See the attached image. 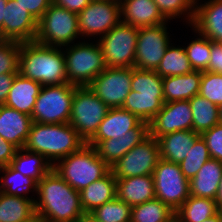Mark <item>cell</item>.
<instances>
[{
  "label": "cell",
  "mask_w": 222,
  "mask_h": 222,
  "mask_svg": "<svg viewBox=\"0 0 222 222\" xmlns=\"http://www.w3.org/2000/svg\"><path fill=\"white\" fill-rule=\"evenodd\" d=\"M75 85L60 84L42 86L36 98L31 118L45 124L69 123Z\"/></svg>",
  "instance_id": "52a82bcc"
},
{
  "label": "cell",
  "mask_w": 222,
  "mask_h": 222,
  "mask_svg": "<svg viewBox=\"0 0 222 222\" xmlns=\"http://www.w3.org/2000/svg\"><path fill=\"white\" fill-rule=\"evenodd\" d=\"M18 149L0 136V165H10Z\"/></svg>",
  "instance_id": "bcb514c9"
},
{
  "label": "cell",
  "mask_w": 222,
  "mask_h": 222,
  "mask_svg": "<svg viewBox=\"0 0 222 222\" xmlns=\"http://www.w3.org/2000/svg\"><path fill=\"white\" fill-rule=\"evenodd\" d=\"M215 200L190 195L175 211L178 222H202L218 213Z\"/></svg>",
  "instance_id": "f1b7e54d"
},
{
  "label": "cell",
  "mask_w": 222,
  "mask_h": 222,
  "mask_svg": "<svg viewBox=\"0 0 222 222\" xmlns=\"http://www.w3.org/2000/svg\"><path fill=\"white\" fill-rule=\"evenodd\" d=\"M120 6L121 22L136 28L167 22L153 0H120Z\"/></svg>",
  "instance_id": "d6986e66"
},
{
  "label": "cell",
  "mask_w": 222,
  "mask_h": 222,
  "mask_svg": "<svg viewBox=\"0 0 222 222\" xmlns=\"http://www.w3.org/2000/svg\"><path fill=\"white\" fill-rule=\"evenodd\" d=\"M131 90L140 96L164 97L163 78L156 71L143 70L133 67Z\"/></svg>",
  "instance_id": "d590c367"
},
{
  "label": "cell",
  "mask_w": 222,
  "mask_h": 222,
  "mask_svg": "<svg viewBox=\"0 0 222 222\" xmlns=\"http://www.w3.org/2000/svg\"><path fill=\"white\" fill-rule=\"evenodd\" d=\"M196 1L191 26L215 43H222V0ZM199 2V3H198Z\"/></svg>",
  "instance_id": "ac0fdd59"
},
{
  "label": "cell",
  "mask_w": 222,
  "mask_h": 222,
  "mask_svg": "<svg viewBox=\"0 0 222 222\" xmlns=\"http://www.w3.org/2000/svg\"><path fill=\"white\" fill-rule=\"evenodd\" d=\"M139 28L120 22L97 41L109 68L134 67Z\"/></svg>",
  "instance_id": "9c48e42d"
},
{
  "label": "cell",
  "mask_w": 222,
  "mask_h": 222,
  "mask_svg": "<svg viewBox=\"0 0 222 222\" xmlns=\"http://www.w3.org/2000/svg\"><path fill=\"white\" fill-rule=\"evenodd\" d=\"M131 206L117 197L95 208L90 214L102 222H131Z\"/></svg>",
  "instance_id": "ab89813d"
},
{
  "label": "cell",
  "mask_w": 222,
  "mask_h": 222,
  "mask_svg": "<svg viewBox=\"0 0 222 222\" xmlns=\"http://www.w3.org/2000/svg\"><path fill=\"white\" fill-rule=\"evenodd\" d=\"M192 110V130L198 134L220 123L219 107L204 97L193 96L190 100Z\"/></svg>",
  "instance_id": "4dcf8cb0"
},
{
  "label": "cell",
  "mask_w": 222,
  "mask_h": 222,
  "mask_svg": "<svg viewBox=\"0 0 222 222\" xmlns=\"http://www.w3.org/2000/svg\"><path fill=\"white\" fill-rule=\"evenodd\" d=\"M219 113H220V123L222 124V106L219 107Z\"/></svg>",
  "instance_id": "11a10c76"
},
{
  "label": "cell",
  "mask_w": 222,
  "mask_h": 222,
  "mask_svg": "<svg viewBox=\"0 0 222 222\" xmlns=\"http://www.w3.org/2000/svg\"><path fill=\"white\" fill-rule=\"evenodd\" d=\"M10 165L24 176L34 179L37 183L53 167L43 155L27 151L24 148L16 151Z\"/></svg>",
  "instance_id": "f546056e"
},
{
  "label": "cell",
  "mask_w": 222,
  "mask_h": 222,
  "mask_svg": "<svg viewBox=\"0 0 222 222\" xmlns=\"http://www.w3.org/2000/svg\"><path fill=\"white\" fill-rule=\"evenodd\" d=\"M164 105V97H146L130 91L121 108L149 123Z\"/></svg>",
  "instance_id": "e575fe53"
},
{
  "label": "cell",
  "mask_w": 222,
  "mask_h": 222,
  "mask_svg": "<svg viewBox=\"0 0 222 222\" xmlns=\"http://www.w3.org/2000/svg\"><path fill=\"white\" fill-rule=\"evenodd\" d=\"M73 43L63 47L68 83L88 86L107 66L98 41Z\"/></svg>",
  "instance_id": "5b68a950"
},
{
  "label": "cell",
  "mask_w": 222,
  "mask_h": 222,
  "mask_svg": "<svg viewBox=\"0 0 222 222\" xmlns=\"http://www.w3.org/2000/svg\"><path fill=\"white\" fill-rule=\"evenodd\" d=\"M79 193L83 211L90 213L98 206L116 198V178L110 170L104 177L92 182Z\"/></svg>",
  "instance_id": "484cf974"
},
{
  "label": "cell",
  "mask_w": 222,
  "mask_h": 222,
  "mask_svg": "<svg viewBox=\"0 0 222 222\" xmlns=\"http://www.w3.org/2000/svg\"><path fill=\"white\" fill-rule=\"evenodd\" d=\"M36 214L52 222H81L85 215L80 193L52 168L37 183Z\"/></svg>",
  "instance_id": "6da1fadb"
},
{
  "label": "cell",
  "mask_w": 222,
  "mask_h": 222,
  "mask_svg": "<svg viewBox=\"0 0 222 222\" xmlns=\"http://www.w3.org/2000/svg\"><path fill=\"white\" fill-rule=\"evenodd\" d=\"M222 178V162L210 158L189 180L190 195L215 200Z\"/></svg>",
  "instance_id": "cb8c5ba5"
},
{
  "label": "cell",
  "mask_w": 222,
  "mask_h": 222,
  "mask_svg": "<svg viewBox=\"0 0 222 222\" xmlns=\"http://www.w3.org/2000/svg\"><path fill=\"white\" fill-rule=\"evenodd\" d=\"M167 23L139 28L134 67L155 71L171 44Z\"/></svg>",
  "instance_id": "4fadbf2b"
},
{
  "label": "cell",
  "mask_w": 222,
  "mask_h": 222,
  "mask_svg": "<svg viewBox=\"0 0 222 222\" xmlns=\"http://www.w3.org/2000/svg\"><path fill=\"white\" fill-rule=\"evenodd\" d=\"M190 28L199 37L184 46V49L192 69L203 72L207 70L211 58V40L198 33L192 26Z\"/></svg>",
  "instance_id": "8d00e7d4"
},
{
  "label": "cell",
  "mask_w": 222,
  "mask_h": 222,
  "mask_svg": "<svg viewBox=\"0 0 222 222\" xmlns=\"http://www.w3.org/2000/svg\"><path fill=\"white\" fill-rule=\"evenodd\" d=\"M199 136L200 134L193 130H182L159 137L157 140L160 158L173 163H180Z\"/></svg>",
  "instance_id": "4316f807"
},
{
  "label": "cell",
  "mask_w": 222,
  "mask_h": 222,
  "mask_svg": "<svg viewBox=\"0 0 222 222\" xmlns=\"http://www.w3.org/2000/svg\"><path fill=\"white\" fill-rule=\"evenodd\" d=\"M171 222H178L176 218H174Z\"/></svg>",
  "instance_id": "680465c9"
},
{
  "label": "cell",
  "mask_w": 222,
  "mask_h": 222,
  "mask_svg": "<svg viewBox=\"0 0 222 222\" xmlns=\"http://www.w3.org/2000/svg\"><path fill=\"white\" fill-rule=\"evenodd\" d=\"M21 42L0 39V75L19 73Z\"/></svg>",
  "instance_id": "60d3db41"
},
{
  "label": "cell",
  "mask_w": 222,
  "mask_h": 222,
  "mask_svg": "<svg viewBox=\"0 0 222 222\" xmlns=\"http://www.w3.org/2000/svg\"><path fill=\"white\" fill-rule=\"evenodd\" d=\"M19 73L42 86L69 84L63 49L36 41L21 42Z\"/></svg>",
  "instance_id": "7a4b0ae2"
},
{
  "label": "cell",
  "mask_w": 222,
  "mask_h": 222,
  "mask_svg": "<svg viewBox=\"0 0 222 222\" xmlns=\"http://www.w3.org/2000/svg\"><path fill=\"white\" fill-rule=\"evenodd\" d=\"M0 172L3 174L0 177V192L24 197L35 202V198L27 196L30 192L37 193V182L34 179L24 176L11 165L3 166Z\"/></svg>",
  "instance_id": "1f68e13d"
},
{
  "label": "cell",
  "mask_w": 222,
  "mask_h": 222,
  "mask_svg": "<svg viewBox=\"0 0 222 222\" xmlns=\"http://www.w3.org/2000/svg\"><path fill=\"white\" fill-rule=\"evenodd\" d=\"M120 22L121 6L118 0H92L78 13V29L82 39L91 36L100 39Z\"/></svg>",
  "instance_id": "8fae6325"
},
{
  "label": "cell",
  "mask_w": 222,
  "mask_h": 222,
  "mask_svg": "<svg viewBox=\"0 0 222 222\" xmlns=\"http://www.w3.org/2000/svg\"><path fill=\"white\" fill-rule=\"evenodd\" d=\"M159 159L158 140L149 134L110 169L116 179L152 175Z\"/></svg>",
  "instance_id": "7c38bea8"
},
{
  "label": "cell",
  "mask_w": 222,
  "mask_h": 222,
  "mask_svg": "<svg viewBox=\"0 0 222 222\" xmlns=\"http://www.w3.org/2000/svg\"><path fill=\"white\" fill-rule=\"evenodd\" d=\"M164 18L169 21L180 18L185 19L191 26L195 15V0H153Z\"/></svg>",
  "instance_id": "f35d334b"
},
{
  "label": "cell",
  "mask_w": 222,
  "mask_h": 222,
  "mask_svg": "<svg viewBox=\"0 0 222 222\" xmlns=\"http://www.w3.org/2000/svg\"><path fill=\"white\" fill-rule=\"evenodd\" d=\"M91 1L92 0H52V3L78 14L85 9Z\"/></svg>",
  "instance_id": "7dc6e473"
},
{
  "label": "cell",
  "mask_w": 222,
  "mask_h": 222,
  "mask_svg": "<svg viewBox=\"0 0 222 222\" xmlns=\"http://www.w3.org/2000/svg\"><path fill=\"white\" fill-rule=\"evenodd\" d=\"M85 144L69 123L33 122L24 149L43 155L53 166L56 161L79 151Z\"/></svg>",
  "instance_id": "3957f363"
},
{
  "label": "cell",
  "mask_w": 222,
  "mask_h": 222,
  "mask_svg": "<svg viewBox=\"0 0 222 222\" xmlns=\"http://www.w3.org/2000/svg\"><path fill=\"white\" fill-rule=\"evenodd\" d=\"M155 197L176 211L190 196L189 180L182 173L179 163L162 158L152 174Z\"/></svg>",
  "instance_id": "30bf717a"
},
{
  "label": "cell",
  "mask_w": 222,
  "mask_h": 222,
  "mask_svg": "<svg viewBox=\"0 0 222 222\" xmlns=\"http://www.w3.org/2000/svg\"><path fill=\"white\" fill-rule=\"evenodd\" d=\"M109 109L88 86H75L69 124L87 143L95 135Z\"/></svg>",
  "instance_id": "ba28073f"
},
{
  "label": "cell",
  "mask_w": 222,
  "mask_h": 222,
  "mask_svg": "<svg viewBox=\"0 0 222 222\" xmlns=\"http://www.w3.org/2000/svg\"><path fill=\"white\" fill-rule=\"evenodd\" d=\"M218 210H222V178L219 183L218 193L215 199Z\"/></svg>",
  "instance_id": "f907efd6"
},
{
  "label": "cell",
  "mask_w": 222,
  "mask_h": 222,
  "mask_svg": "<svg viewBox=\"0 0 222 222\" xmlns=\"http://www.w3.org/2000/svg\"><path fill=\"white\" fill-rule=\"evenodd\" d=\"M52 168L78 192L111 170L99 157L96 149L87 144L79 151L58 160Z\"/></svg>",
  "instance_id": "277c9868"
},
{
  "label": "cell",
  "mask_w": 222,
  "mask_h": 222,
  "mask_svg": "<svg viewBox=\"0 0 222 222\" xmlns=\"http://www.w3.org/2000/svg\"><path fill=\"white\" fill-rule=\"evenodd\" d=\"M218 212L220 213V219H221V222H222V210H219Z\"/></svg>",
  "instance_id": "6f0895ef"
},
{
  "label": "cell",
  "mask_w": 222,
  "mask_h": 222,
  "mask_svg": "<svg viewBox=\"0 0 222 222\" xmlns=\"http://www.w3.org/2000/svg\"><path fill=\"white\" fill-rule=\"evenodd\" d=\"M192 130V110L189 100L164 103L149 122V134L155 139L175 131Z\"/></svg>",
  "instance_id": "9a60e30c"
},
{
  "label": "cell",
  "mask_w": 222,
  "mask_h": 222,
  "mask_svg": "<svg viewBox=\"0 0 222 222\" xmlns=\"http://www.w3.org/2000/svg\"><path fill=\"white\" fill-rule=\"evenodd\" d=\"M81 37L78 14L52 3L38 21L35 41L51 47H66Z\"/></svg>",
  "instance_id": "8992f818"
},
{
  "label": "cell",
  "mask_w": 222,
  "mask_h": 222,
  "mask_svg": "<svg viewBox=\"0 0 222 222\" xmlns=\"http://www.w3.org/2000/svg\"><path fill=\"white\" fill-rule=\"evenodd\" d=\"M201 136L206 142L210 157L222 162V124L214 125Z\"/></svg>",
  "instance_id": "7bdbcfd3"
},
{
  "label": "cell",
  "mask_w": 222,
  "mask_h": 222,
  "mask_svg": "<svg viewBox=\"0 0 222 222\" xmlns=\"http://www.w3.org/2000/svg\"><path fill=\"white\" fill-rule=\"evenodd\" d=\"M202 222H221L220 213L218 212L214 216L202 221Z\"/></svg>",
  "instance_id": "f5cc1de1"
},
{
  "label": "cell",
  "mask_w": 222,
  "mask_h": 222,
  "mask_svg": "<svg viewBox=\"0 0 222 222\" xmlns=\"http://www.w3.org/2000/svg\"><path fill=\"white\" fill-rule=\"evenodd\" d=\"M174 218L175 211L156 198L131 208V222H171Z\"/></svg>",
  "instance_id": "836d02e7"
},
{
  "label": "cell",
  "mask_w": 222,
  "mask_h": 222,
  "mask_svg": "<svg viewBox=\"0 0 222 222\" xmlns=\"http://www.w3.org/2000/svg\"><path fill=\"white\" fill-rule=\"evenodd\" d=\"M22 7H24L32 17L37 21L41 19L44 12L52 4V0H16Z\"/></svg>",
  "instance_id": "ee69618b"
},
{
  "label": "cell",
  "mask_w": 222,
  "mask_h": 222,
  "mask_svg": "<svg viewBox=\"0 0 222 222\" xmlns=\"http://www.w3.org/2000/svg\"><path fill=\"white\" fill-rule=\"evenodd\" d=\"M38 21L16 0H8L4 10L3 39L18 42L35 41Z\"/></svg>",
  "instance_id": "2e32d148"
},
{
  "label": "cell",
  "mask_w": 222,
  "mask_h": 222,
  "mask_svg": "<svg viewBox=\"0 0 222 222\" xmlns=\"http://www.w3.org/2000/svg\"><path fill=\"white\" fill-rule=\"evenodd\" d=\"M199 95L214 103L218 107L222 106V74L209 71L202 72Z\"/></svg>",
  "instance_id": "b9f144b4"
},
{
  "label": "cell",
  "mask_w": 222,
  "mask_h": 222,
  "mask_svg": "<svg viewBox=\"0 0 222 222\" xmlns=\"http://www.w3.org/2000/svg\"><path fill=\"white\" fill-rule=\"evenodd\" d=\"M24 222H40V216L35 214L32 218H30Z\"/></svg>",
  "instance_id": "db71d44e"
},
{
  "label": "cell",
  "mask_w": 222,
  "mask_h": 222,
  "mask_svg": "<svg viewBox=\"0 0 222 222\" xmlns=\"http://www.w3.org/2000/svg\"><path fill=\"white\" fill-rule=\"evenodd\" d=\"M42 85L20 73L15 76L4 105L31 116Z\"/></svg>",
  "instance_id": "603a6c76"
},
{
  "label": "cell",
  "mask_w": 222,
  "mask_h": 222,
  "mask_svg": "<svg viewBox=\"0 0 222 222\" xmlns=\"http://www.w3.org/2000/svg\"><path fill=\"white\" fill-rule=\"evenodd\" d=\"M40 222H52V221H49L40 217Z\"/></svg>",
  "instance_id": "9f6ffc18"
},
{
  "label": "cell",
  "mask_w": 222,
  "mask_h": 222,
  "mask_svg": "<svg viewBox=\"0 0 222 222\" xmlns=\"http://www.w3.org/2000/svg\"><path fill=\"white\" fill-rule=\"evenodd\" d=\"M143 121L128 110L121 107L110 108L99 124L95 135L89 141H103L119 138L129 130L137 128Z\"/></svg>",
  "instance_id": "44dd1931"
},
{
  "label": "cell",
  "mask_w": 222,
  "mask_h": 222,
  "mask_svg": "<svg viewBox=\"0 0 222 222\" xmlns=\"http://www.w3.org/2000/svg\"><path fill=\"white\" fill-rule=\"evenodd\" d=\"M116 197L131 207L155 199L153 176L116 179Z\"/></svg>",
  "instance_id": "7402d4cb"
},
{
  "label": "cell",
  "mask_w": 222,
  "mask_h": 222,
  "mask_svg": "<svg viewBox=\"0 0 222 222\" xmlns=\"http://www.w3.org/2000/svg\"><path fill=\"white\" fill-rule=\"evenodd\" d=\"M81 222H102L93 217L90 213H85L83 218L81 219Z\"/></svg>",
  "instance_id": "816d5d0a"
},
{
  "label": "cell",
  "mask_w": 222,
  "mask_h": 222,
  "mask_svg": "<svg viewBox=\"0 0 222 222\" xmlns=\"http://www.w3.org/2000/svg\"><path fill=\"white\" fill-rule=\"evenodd\" d=\"M172 44L167 47L159 66L155 70L162 78L188 74L193 71L184 46L180 47L177 45L176 47Z\"/></svg>",
  "instance_id": "d6a6232c"
},
{
  "label": "cell",
  "mask_w": 222,
  "mask_h": 222,
  "mask_svg": "<svg viewBox=\"0 0 222 222\" xmlns=\"http://www.w3.org/2000/svg\"><path fill=\"white\" fill-rule=\"evenodd\" d=\"M210 158L206 142L200 135L191 146L185 158L179 163V166L184 176L190 180Z\"/></svg>",
  "instance_id": "74e56055"
},
{
  "label": "cell",
  "mask_w": 222,
  "mask_h": 222,
  "mask_svg": "<svg viewBox=\"0 0 222 222\" xmlns=\"http://www.w3.org/2000/svg\"><path fill=\"white\" fill-rule=\"evenodd\" d=\"M206 71L222 74V43L211 40V58Z\"/></svg>",
  "instance_id": "f6af8a7d"
},
{
  "label": "cell",
  "mask_w": 222,
  "mask_h": 222,
  "mask_svg": "<svg viewBox=\"0 0 222 222\" xmlns=\"http://www.w3.org/2000/svg\"><path fill=\"white\" fill-rule=\"evenodd\" d=\"M148 135L149 123L143 121L137 128L127 131L122 137L103 141H88L86 144L94 147L99 157L111 168Z\"/></svg>",
  "instance_id": "e0dca14e"
},
{
  "label": "cell",
  "mask_w": 222,
  "mask_h": 222,
  "mask_svg": "<svg viewBox=\"0 0 222 222\" xmlns=\"http://www.w3.org/2000/svg\"><path fill=\"white\" fill-rule=\"evenodd\" d=\"M35 214L33 200L0 192V222H24Z\"/></svg>",
  "instance_id": "83f0119b"
},
{
  "label": "cell",
  "mask_w": 222,
  "mask_h": 222,
  "mask_svg": "<svg viewBox=\"0 0 222 222\" xmlns=\"http://www.w3.org/2000/svg\"><path fill=\"white\" fill-rule=\"evenodd\" d=\"M8 0H0V39H3L4 10Z\"/></svg>",
  "instance_id": "681fc988"
},
{
  "label": "cell",
  "mask_w": 222,
  "mask_h": 222,
  "mask_svg": "<svg viewBox=\"0 0 222 222\" xmlns=\"http://www.w3.org/2000/svg\"><path fill=\"white\" fill-rule=\"evenodd\" d=\"M16 75L17 74L0 75V106L4 105Z\"/></svg>",
  "instance_id": "c3c4849f"
},
{
  "label": "cell",
  "mask_w": 222,
  "mask_h": 222,
  "mask_svg": "<svg viewBox=\"0 0 222 222\" xmlns=\"http://www.w3.org/2000/svg\"><path fill=\"white\" fill-rule=\"evenodd\" d=\"M133 67L109 68L106 67L88 87L109 108L122 107L131 91Z\"/></svg>",
  "instance_id": "5bb4252c"
},
{
  "label": "cell",
  "mask_w": 222,
  "mask_h": 222,
  "mask_svg": "<svg viewBox=\"0 0 222 222\" xmlns=\"http://www.w3.org/2000/svg\"><path fill=\"white\" fill-rule=\"evenodd\" d=\"M202 71L193 70L191 73L179 76L163 77L164 103L190 100L199 94Z\"/></svg>",
  "instance_id": "d4e9b609"
},
{
  "label": "cell",
  "mask_w": 222,
  "mask_h": 222,
  "mask_svg": "<svg viewBox=\"0 0 222 222\" xmlns=\"http://www.w3.org/2000/svg\"><path fill=\"white\" fill-rule=\"evenodd\" d=\"M32 123L31 116L6 105L0 106V136L17 149L24 148Z\"/></svg>",
  "instance_id": "ffe728a7"
}]
</instances>
